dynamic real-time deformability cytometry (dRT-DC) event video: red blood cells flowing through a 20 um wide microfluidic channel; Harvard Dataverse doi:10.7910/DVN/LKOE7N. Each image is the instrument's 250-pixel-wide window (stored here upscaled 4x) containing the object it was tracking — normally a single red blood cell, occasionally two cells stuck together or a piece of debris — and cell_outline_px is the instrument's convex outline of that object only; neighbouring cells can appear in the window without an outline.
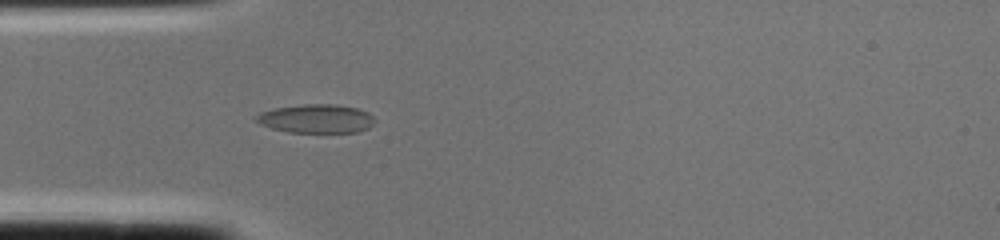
{"species": "common noctule bat (a hibernating species)", "species_latin": "Nyctalus noctula", "temperature_condition": "cold", "stored_images_in_passage": 2, "camera_frame_rate_fps": 3000, "um_per_image_px": 0.085, "animal": {"sex": "female", "body_mass_g": 22.0, "forearm_length_mm": 56.7}, "frame": {"image": 1, "passage_image": 2, "time_ms": 0.333, "image_size_px": [1000, 240], "cell_outline_px": [[376, 120], [368, 128], [356, 132], [288, 132], [272, 128], [260, 124], [256, 120], [256, 116], [260, 112], [272, 108], [304, 104], [336, 104], [356, 108], [368, 112]], "centroid_in_image_um": [26.87, 10.08], "position_along_channel_um": 58.1, "area_um2": 19.83}}